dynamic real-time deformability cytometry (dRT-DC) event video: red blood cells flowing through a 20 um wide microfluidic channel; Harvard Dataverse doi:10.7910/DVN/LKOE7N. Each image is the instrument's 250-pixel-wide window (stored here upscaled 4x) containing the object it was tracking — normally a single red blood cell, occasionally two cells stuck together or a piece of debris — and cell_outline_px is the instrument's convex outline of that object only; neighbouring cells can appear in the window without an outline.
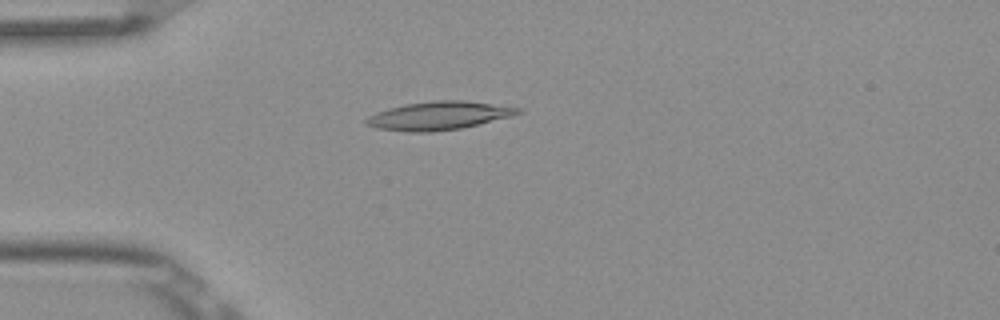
{"species": "Egyptian fruit bat (a non-hibernating species)", "species_latin": "Rousettus aegyptiacus", "temperature_condition": "room temperature", "stored_images_in_passage": 5, "camera_frame_rate_fps": 3000, "um_per_image_px": 0.085, "frame": {"image": 1, "passage_image": 5, "time_ms": 1.333, "image_size_px": [1000, 320], "cell_outline_px": [[524, 112], [512, 116], [460, 128], [432, 132], [408, 132], [376, 128], [368, 124], [364, 120], [368, 116], [376, 112], [388, 108], [404, 104], [432, 100], [464, 100], [524, 108]], "centroid_in_image_um": [37.31, 9.82], "position_along_channel_um": 47.7, "area_um2": 25.14}}